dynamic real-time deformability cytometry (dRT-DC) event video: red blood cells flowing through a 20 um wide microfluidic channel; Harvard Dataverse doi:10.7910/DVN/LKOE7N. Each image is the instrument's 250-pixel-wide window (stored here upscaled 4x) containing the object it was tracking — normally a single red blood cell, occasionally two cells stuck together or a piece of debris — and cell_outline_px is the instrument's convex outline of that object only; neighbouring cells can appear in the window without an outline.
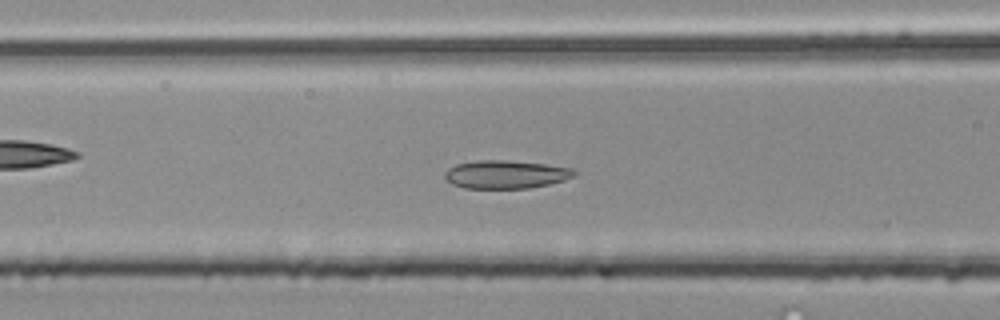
{"species": "common noctule bat (a hibernating species)", "species_latin": "Nyctalus noctula", "temperature_condition": "room temperature", "stored_images_in_passage": 12, "camera_frame_rate_fps": 3000, "um_per_image_px": 0.085, "animal": {"sex": "male", "body_mass_g": 20.4}, "frame": {"image": 1, "passage_image": 8, "time_ms": 2.333, "image_size_px": [1000, 320], "cell_outline_px": [[576, 172], [572, 176], [564, 180], [548, 184], [528, 188], [464, 188], [452, 184], [444, 176], [444, 172], [448, 168], [456, 164], [476, 160], [508, 160], [544, 164], [572, 168]], "centroid_in_image_um": [42.95, 14.82], "position_along_channel_um": 123.7, "area_um2": 21.15}}
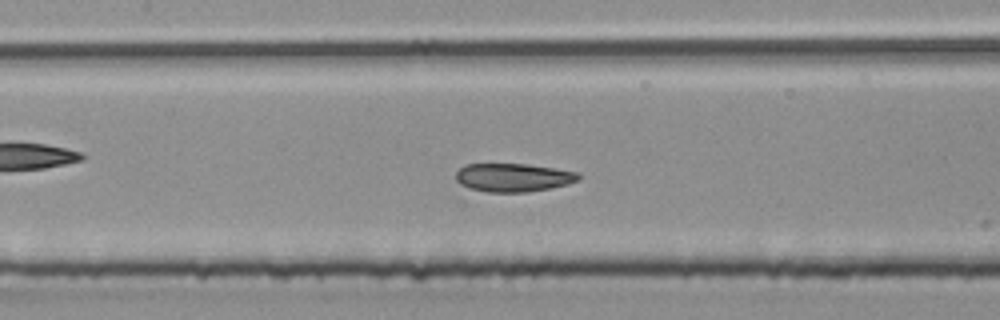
{"frame": {"image": 2, "passage_image": 11, "time_ms": 3.333, "image_size_px": [1000, 320], "cell_outline_px": [[580, 180], [568, 184], [528, 192], [488, 192], [468, 188], [460, 184], [456, 180], [456, 172], [464, 164], [528, 164], [580, 172]], "centroid_in_image_um": [43.63, 15.08], "position_along_channel_um": 163.8, "area_um2": 20.4}}